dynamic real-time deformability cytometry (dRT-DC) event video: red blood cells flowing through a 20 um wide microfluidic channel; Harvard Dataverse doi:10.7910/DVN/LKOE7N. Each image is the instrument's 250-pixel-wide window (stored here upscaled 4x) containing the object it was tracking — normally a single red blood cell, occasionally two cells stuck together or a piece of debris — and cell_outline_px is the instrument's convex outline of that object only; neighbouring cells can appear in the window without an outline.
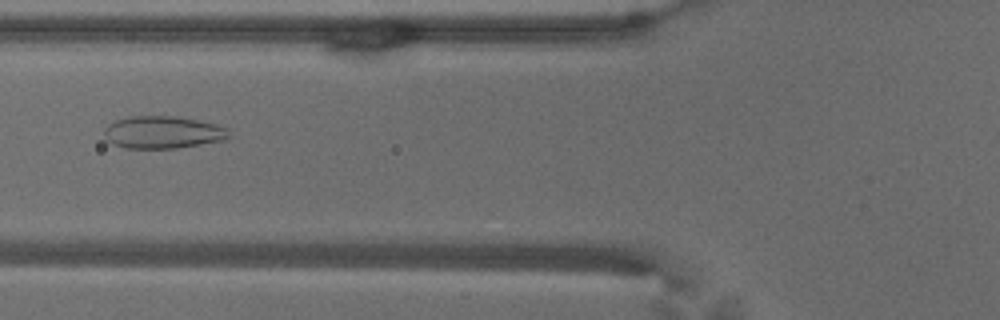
{"species": "common noctule bat (a hibernating species)", "species_latin": "Nyctalus noctula", "temperature_condition": "warm", "stored_images_in_passage": 41, "camera_frame_rate_fps": 3000, "um_per_image_px": 0.085, "animal": {"sex": "male", "body_mass_g": 18.8}, "frame": {"image": 1, "passage_image": 11, "time_ms": 3.333, "image_size_px": [1000, 320], "cell_outline_px": [[232, 136], [224, 140], [176, 148], [124, 148], [112, 144], [104, 136], [104, 128], [108, 124], [116, 120], [128, 116], [176, 116], [216, 124], [228, 128]], "centroid_in_image_um": [13.84, 11.24], "position_along_channel_um": 112.0, "area_um2": 23.7}}
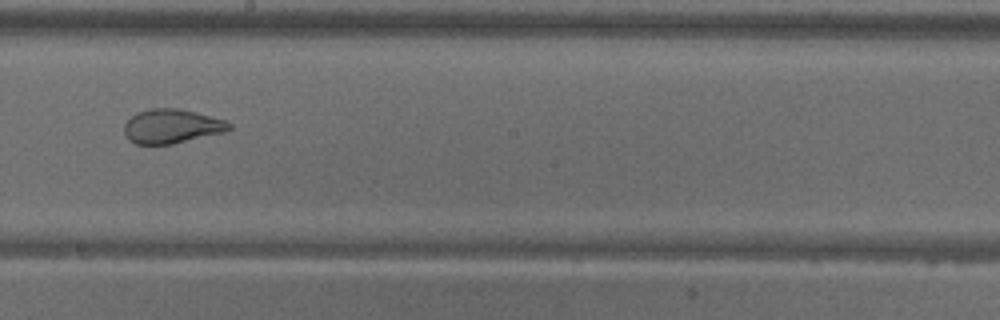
{"frame": {"image": 2, "passage_image": 21, "time_ms": 6.667, "image_size_px": [1000, 320], "cell_outline_px": [[232, 128], [224, 132], [172, 144], [136, 144], [128, 140], [124, 136], [124, 124], [136, 112], [152, 108], [176, 108], [196, 112], [224, 120], [232, 124]], "centroid_in_image_um": [14.57, 10.73], "position_along_channel_um": 233.6, "area_um2": 20.92}}
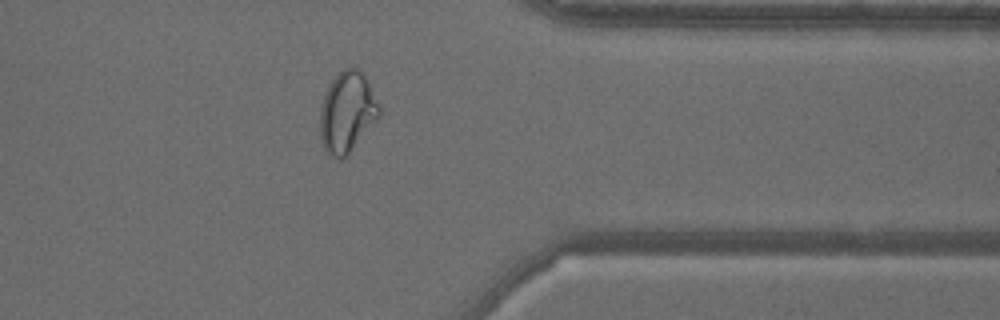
{"frame": {"image": 3, "passage_image": 34, "time_ms": 11.0, "image_size_px": [1000, 320], "cell_outline_px": [[380, 116], [348, 152], [340, 160], [332, 156], [324, 148], [320, 136], [320, 108], [324, 92], [328, 84], [344, 68], [356, 68], [368, 80], [380, 108]], "centroid_in_image_um": [29.48, 9.5], "position_along_channel_um": 381.9, "area_um2": 27.34}, "authors_computed_cell_mechanics": {"area_um2": 24.7962, "velocity_mm_per_s": 3.639, "shape_relaxation_time_tau1_ms": null, "shape_relaxation_time_tau2_ms": 0.7867, "deformation_change_tau1": null, "deformation_change_tau2": 0.0759}}